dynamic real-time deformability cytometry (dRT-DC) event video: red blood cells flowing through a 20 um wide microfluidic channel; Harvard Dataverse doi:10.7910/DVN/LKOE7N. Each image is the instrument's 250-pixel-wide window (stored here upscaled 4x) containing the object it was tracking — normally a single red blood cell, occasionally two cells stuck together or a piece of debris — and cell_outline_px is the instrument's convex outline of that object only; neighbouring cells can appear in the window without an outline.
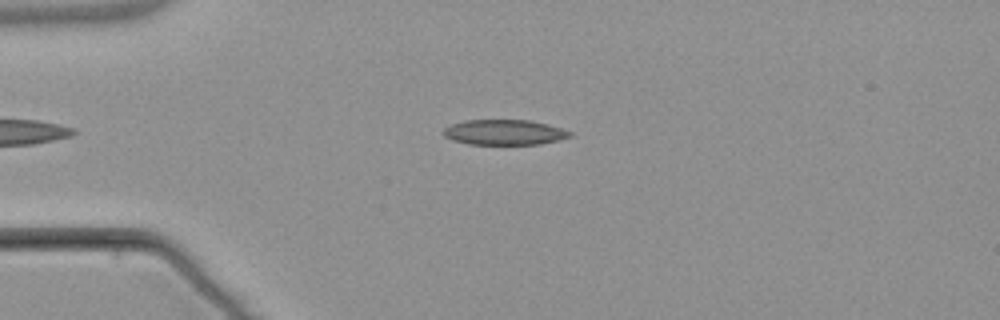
{"species": "common noctule bat (a hibernating species)", "species_latin": "Nyctalus noctula", "temperature_condition": "warm", "stored_images_in_passage": 6, "camera_frame_rate_fps": 3000, "um_per_image_px": 0.085, "animal": {"sex": "male", "body_mass_g": 21.5, "forearm_length_mm": 52.0}, "frame": {"image": 1, "passage_image": 3, "time_ms": 3.333, "image_size_px": [1000, 320], "cell_outline_px": [[572, 136], [560, 140], [540, 144], [468, 144], [452, 140], [444, 136], [440, 132], [444, 128], [452, 124], [464, 120], [528, 120], [548, 124], [572, 132]], "centroid_in_image_um": [42.85, 11.24], "position_along_channel_um": 42.2, "area_um2": 18.73}}
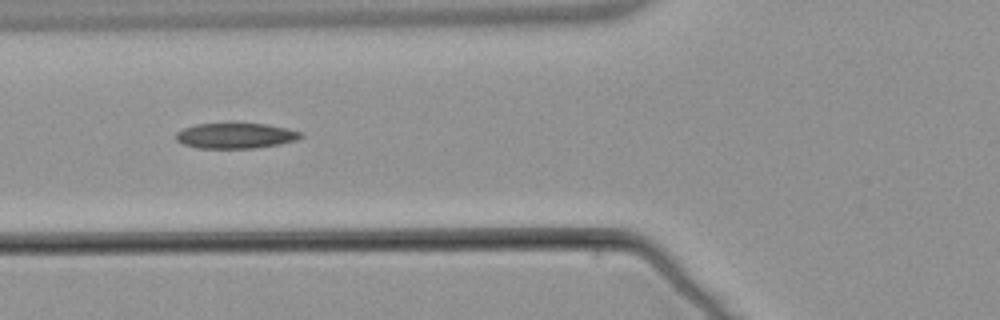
{"frame": {"image": 2, "passage_image": 5, "time_ms": 5.667, "image_size_px": [1000, 320], "cell_outline_px": [[304, 136], [296, 140], [280, 144], [256, 148], [196, 148], [184, 144], [176, 140], [176, 132], [184, 128], [196, 124], [228, 120], [232, 120], [264, 124], [288, 128], [304, 132]], "centroid_in_image_um": [20.04, 11.48], "position_along_channel_um": 105.8, "area_um2": 19.54}}